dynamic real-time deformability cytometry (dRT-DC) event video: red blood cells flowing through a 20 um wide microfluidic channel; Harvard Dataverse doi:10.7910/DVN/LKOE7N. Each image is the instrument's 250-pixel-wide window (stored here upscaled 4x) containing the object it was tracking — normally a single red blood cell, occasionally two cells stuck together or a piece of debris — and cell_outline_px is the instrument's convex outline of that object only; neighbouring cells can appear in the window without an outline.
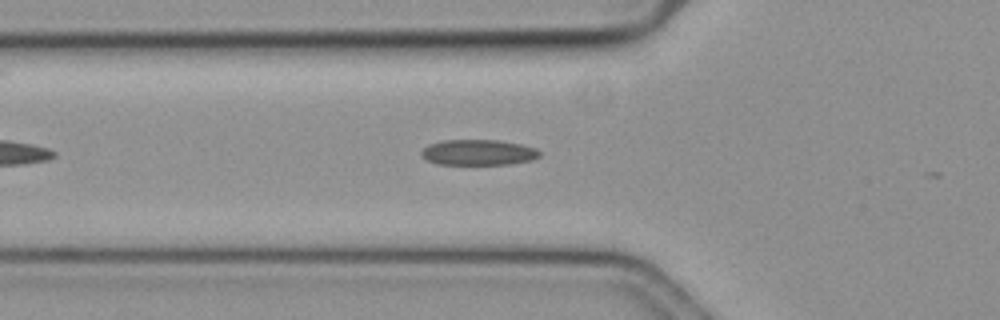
{"species": "common noctule bat (a hibernating species)", "species_latin": "Nyctalus noctula", "temperature_condition": "cold", "stored_images_in_passage": 30, "camera_frame_rate_fps": 3000, "um_per_image_px": 0.085, "animal": {"sex": "female", "body_mass_g": 19.3, "forearm_length_mm": 54.1}, "frame": {"image": 1, "passage_image": 4, "time_ms": 1.0, "image_size_px": [1000, 320], "cell_outline_px": [[540, 156], [532, 160], [508, 164], [436, 164], [420, 156], [420, 152], [428, 144], [444, 140], [500, 140], [520, 144], [536, 148], [540, 152]], "centroid_in_image_um": [40.64, 12.95], "position_along_channel_um": 85.2, "area_um2": 17.69}}
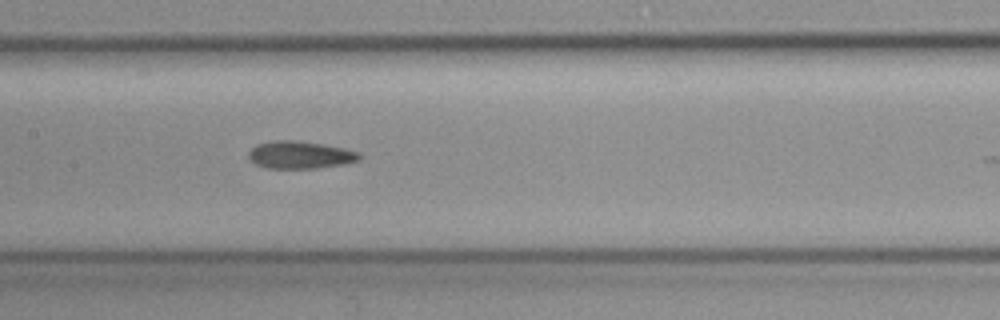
{"frame": {"image": 2, "passage_image": 12, "time_ms": 3.667, "image_size_px": [1000, 320], "cell_outline_px": [[364, 156], [360, 160], [344, 164], [316, 168], [268, 168], [256, 164], [248, 160], [248, 152], [256, 144], [272, 140], [300, 140], [324, 144], [344, 148], [360, 152]], "centroid_in_image_um": [25.53, 13.15], "position_along_channel_um": 181.9, "area_um2": 18.09}}
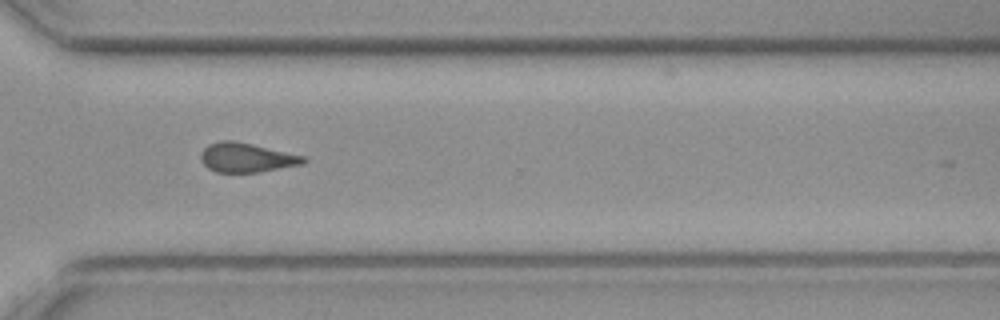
{"frame": {"image": 3, "passage_image": 26, "time_ms": 8.333, "image_size_px": [1000, 320], "cell_outline_px": [[308, 160], [304, 164], [260, 172], [216, 172], [208, 168], [200, 160], [200, 152], [208, 144], [220, 140], [232, 140], [252, 144], [304, 156]], "centroid_in_image_um": [20.94, 13.39], "position_along_channel_um": 349.7, "area_um2": 17.63}}